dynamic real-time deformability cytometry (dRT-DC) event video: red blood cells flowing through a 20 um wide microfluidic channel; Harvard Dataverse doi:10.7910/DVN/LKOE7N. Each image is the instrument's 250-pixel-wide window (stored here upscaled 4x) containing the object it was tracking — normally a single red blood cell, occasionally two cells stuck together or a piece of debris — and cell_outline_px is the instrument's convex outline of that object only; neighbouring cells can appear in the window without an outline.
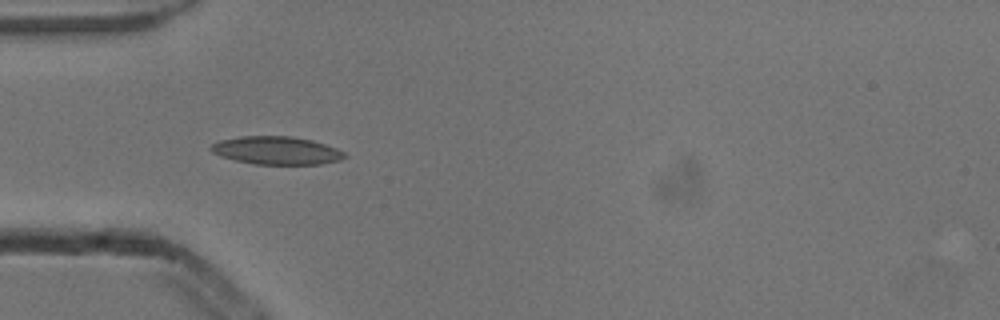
{"species": "common noctule bat (a hibernating species)", "species_latin": "Nyctalus noctula", "temperature_condition": "cold", "stored_images_in_passage": 3, "camera_frame_rate_fps": 3000, "um_per_image_px": 0.085, "animal": {"sex": "male", "body_mass_g": 13.3}, "frame": {"image": 1, "passage_image": 1, "time_ms": 0.0, "image_size_px": [1000, 320], "cell_outline_px": [[348, 156], [340, 160], [320, 164], [252, 164], [220, 156], [212, 152], [208, 148], [212, 144], [220, 140], [240, 136], [292, 136], [312, 140], [336, 148], [344, 152]], "centroid_in_image_um": [23.49, 12.79], "position_along_channel_um": 61.5, "area_um2": 21.85}}
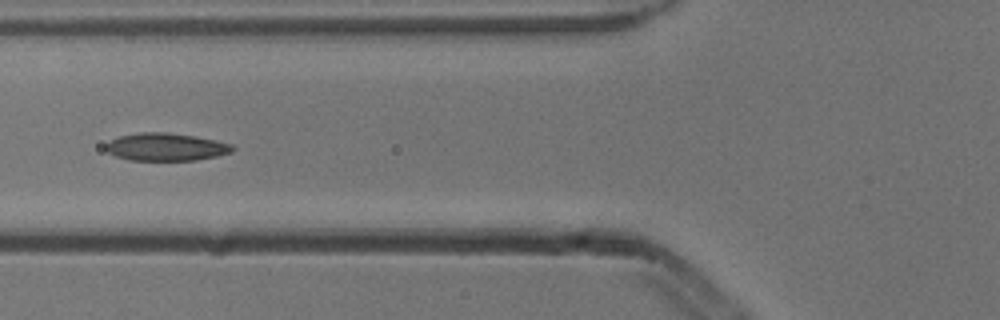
{"frame": {"image": 2, "passage_image": 2, "time_ms": 0.333, "image_size_px": [1000, 320], "cell_outline_px": [[236, 148], [232, 152], [216, 156], [196, 160], [128, 160], [116, 156], [108, 152], [104, 148], [112, 140], [120, 136], [140, 132], [168, 132], [196, 136], [232, 144]], "centroid_in_image_um": [14.13, 12.49], "position_along_channel_um": 111.7, "area_um2": 20.4}}
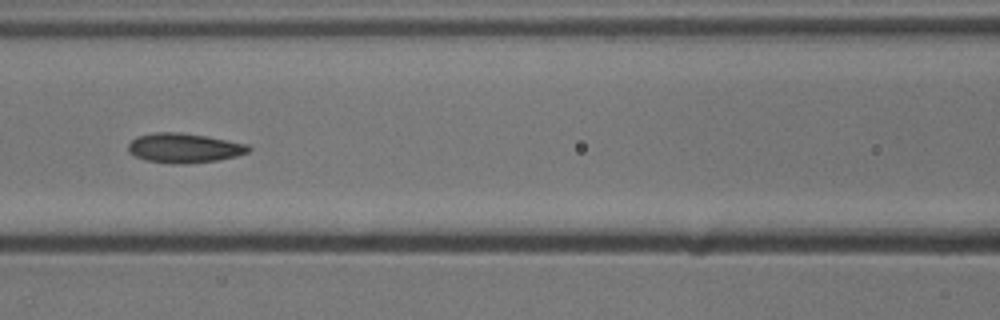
{"frame": {"image": 3, "passage_image": 3, "time_ms": 0.667, "image_size_px": [1000, 320], "cell_outline_px": [[252, 148], [248, 152], [236, 156], [216, 160], [184, 164], [172, 164], [144, 160], [128, 152], [128, 144], [136, 136], [152, 132], [180, 132], [208, 136], [248, 144]], "centroid_in_image_um": [15.63, 12.57], "position_along_channel_um": 151.0, "area_um2": 20.92}}